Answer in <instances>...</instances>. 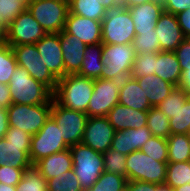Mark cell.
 <instances>
[{"label":"cell","instance_id":"6da1fadb","mask_svg":"<svg viewBox=\"0 0 190 191\" xmlns=\"http://www.w3.org/2000/svg\"><path fill=\"white\" fill-rule=\"evenodd\" d=\"M93 91L94 79L69 74L58 80L53 99L64 108L87 113Z\"/></svg>","mask_w":190,"mask_h":191},{"label":"cell","instance_id":"7a4b0ae2","mask_svg":"<svg viewBox=\"0 0 190 191\" xmlns=\"http://www.w3.org/2000/svg\"><path fill=\"white\" fill-rule=\"evenodd\" d=\"M12 103L26 105L52 104L53 92L35 80L25 68L17 65L8 83Z\"/></svg>","mask_w":190,"mask_h":191},{"label":"cell","instance_id":"3957f363","mask_svg":"<svg viewBox=\"0 0 190 191\" xmlns=\"http://www.w3.org/2000/svg\"><path fill=\"white\" fill-rule=\"evenodd\" d=\"M73 170L83 190H89L104 172L103 154L82 143L69 147Z\"/></svg>","mask_w":190,"mask_h":191},{"label":"cell","instance_id":"277c9868","mask_svg":"<svg viewBox=\"0 0 190 191\" xmlns=\"http://www.w3.org/2000/svg\"><path fill=\"white\" fill-rule=\"evenodd\" d=\"M135 54L132 44H103L101 79L121 82L130 77Z\"/></svg>","mask_w":190,"mask_h":191},{"label":"cell","instance_id":"5b68a950","mask_svg":"<svg viewBox=\"0 0 190 191\" xmlns=\"http://www.w3.org/2000/svg\"><path fill=\"white\" fill-rule=\"evenodd\" d=\"M135 24L125 7L108 11L102 19V44H132Z\"/></svg>","mask_w":190,"mask_h":191},{"label":"cell","instance_id":"8992f818","mask_svg":"<svg viewBox=\"0 0 190 191\" xmlns=\"http://www.w3.org/2000/svg\"><path fill=\"white\" fill-rule=\"evenodd\" d=\"M28 11L46 33H61L64 30L69 2L63 0H32Z\"/></svg>","mask_w":190,"mask_h":191},{"label":"cell","instance_id":"52a82bcc","mask_svg":"<svg viewBox=\"0 0 190 191\" xmlns=\"http://www.w3.org/2000/svg\"><path fill=\"white\" fill-rule=\"evenodd\" d=\"M167 163L157 161L141 150H136L127 155V180H138L157 185L164 184Z\"/></svg>","mask_w":190,"mask_h":191},{"label":"cell","instance_id":"ba28073f","mask_svg":"<svg viewBox=\"0 0 190 191\" xmlns=\"http://www.w3.org/2000/svg\"><path fill=\"white\" fill-rule=\"evenodd\" d=\"M52 104L26 105L12 103L7 108L9 126L35 135L50 117Z\"/></svg>","mask_w":190,"mask_h":191},{"label":"cell","instance_id":"9c48e42d","mask_svg":"<svg viewBox=\"0 0 190 191\" xmlns=\"http://www.w3.org/2000/svg\"><path fill=\"white\" fill-rule=\"evenodd\" d=\"M68 148L62 137L61 128L50 116L45 125L31 137L29 158L35 165L40 159Z\"/></svg>","mask_w":190,"mask_h":191},{"label":"cell","instance_id":"30bf717a","mask_svg":"<svg viewBox=\"0 0 190 191\" xmlns=\"http://www.w3.org/2000/svg\"><path fill=\"white\" fill-rule=\"evenodd\" d=\"M50 116L61 128L62 137L68 147L81 143L88 119L86 113L64 108L52 99Z\"/></svg>","mask_w":190,"mask_h":191},{"label":"cell","instance_id":"8fae6325","mask_svg":"<svg viewBox=\"0 0 190 191\" xmlns=\"http://www.w3.org/2000/svg\"><path fill=\"white\" fill-rule=\"evenodd\" d=\"M11 48L17 65L25 68L31 77L42 82L52 92L56 90L58 80L51 74L45 63L41 61L35 44H22Z\"/></svg>","mask_w":190,"mask_h":191},{"label":"cell","instance_id":"7c38bea8","mask_svg":"<svg viewBox=\"0 0 190 191\" xmlns=\"http://www.w3.org/2000/svg\"><path fill=\"white\" fill-rule=\"evenodd\" d=\"M121 82L111 79H94V91L87 108L88 117H107L119 103Z\"/></svg>","mask_w":190,"mask_h":191},{"label":"cell","instance_id":"4fadbf2b","mask_svg":"<svg viewBox=\"0 0 190 191\" xmlns=\"http://www.w3.org/2000/svg\"><path fill=\"white\" fill-rule=\"evenodd\" d=\"M47 33L28 9L21 12L7 27L6 43L13 46L35 44Z\"/></svg>","mask_w":190,"mask_h":191},{"label":"cell","instance_id":"5bb4252c","mask_svg":"<svg viewBox=\"0 0 190 191\" xmlns=\"http://www.w3.org/2000/svg\"><path fill=\"white\" fill-rule=\"evenodd\" d=\"M115 132L107 117H88L81 143L103 154L111 147Z\"/></svg>","mask_w":190,"mask_h":191},{"label":"cell","instance_id":"9a60e30c","mask_svg":"<svg viewBox=\"0 0 190 191\" xmlns=\"http://www.w3.org/2000/svg\"><path fill=\"white\" fill-rule=\"evenodd\" d=\"M41 61L45 63L51 74L57 79L64 77V63L59 33H47L35 43Z\"/></svg>","mask_w":190,"mask_h":191},{"label":"cell","instance_id":"2e32d148","mask_svg":"<svg viewBox=\"0 0 190 191\" xmlns=\"http://www.w3.org/2000/svg\"><path fill=\"white\" fill-rule=\"evenodd\" d=\"M64 31L76 36L85 45L102 43V21L92 20L69 12Z\"/></svg>","mask_w":190,"mask_h":191},{"label":"cell","instance_id":"e0dca14e","mask_svg":"<svg viewBox=\"0 0 190 191\" xmlns=\"http://www.w3.org/2000/svg\"><path fill=\"white\" fill-rule=\"evenodd\" d=\"M155 32L160 51H174L185 39L176 15L163 11L156 23Z\"/></svg>","mask_w":190,"mask_h":191},{"label":"cell","instance_id":"ac0fdd59","mask_svg":"<svg viewBox=\"0 0 190 191\" xmlns=\"http://www.w3.org/2000/svg\"><path fill=\"white\" fill-rule=\"evenodd\" d=\"M59 40L63 55L64 76L78 74L87 45L76 36H72L64 30L59 33Z\"/></svg>","mask_w":190,"mask_h":191},{"label":"cell","instance_id":"d6986e66","mask_svg":"<svg viewBox=\"0 0 190 191\" xmlns=\"http://www.w3.org/2000/svg\"><path fill=\"white\" fill-rule=\"evenodd\" d=\"M135 24L136 34L153 31L163 10L162 0H151L127 8Z\"/></svg>","mask_w":190,"mask_h":191},{"label":"cell","instance_id":"ffe728a7","mask_svg":"<svg viewBox=\"0 0 190 191\" xmlns=\"http://www.w3.org/2000/svg\"><path fill=\"white\" fill-rule=\"evenodd\" d=\"M147 116L148 111H139L118 103L109 111L107 118L115 131L118 132L147 126Z\"/></svg>","mask_w":190,"mask_h":191},{"label":"cell","instance_id":"44dd1931","mask_svg":"<svg viewBox=\"0 0 190 191\" xmlns=\"http://www.w3.org/2000/svg\"><path fill=\"white\" fill-rule=\"evenodd\" d=\"M151 136L152 133L147 126L118 131L114 134L110 148L128 155L140 150Z\"/></svg>","mask_w":190,"mask_h":191},{"label":"cell","instance_id":"7402d4cb","mask_svg":"<svg viewBox=\"0 0 190 191\" xmlns=\"http://www.w3.org/2000/svg\"><path fill=\"white\" fill-rule=\"evenodd\" d=\"M31 144L10 143L6 138L0 139V166L11 165L13 168H30Z\"/></svg>","mask_w":190,"mask_h":191},{"label":"cell","instance_id":"603a6c76","mask_svg":"<svg viewBox=\"0 0 190 191\" xmlns=\"http://www.w3.org/2000/svg\"><path fill=\"white\" fill-rule=\"evenodd\" d=\"M119 103L139 111H148L152 107L145 90L139 86L137 79H133L131 76L121 81Z\"/></svg>","mask_w":190,"mask_h":191},{"label":"cell","instance_id":"cb8c5ba5","mask_svg":"<svg viewBox=\"0 0 190 191\" xmlns=\"http://www.w3.org/2000/svg\"><path fill=\"white\" fill-rule=\"evenodd\" d=\"M34 166L46 180L61 175V173L67 172L73 168L70 149L68 148L64 151L42 158Z\"/></svg>","mask_w":190,"mask_h":191},{"label":"cell","instance_id":"d4e9b609","mask_svg":"<svg viewBox=\"0 0 190 191\" xmlns=\"http://www.w3.org/2000/svg\"><path fill=\"white\" fill-rule=\"evenodd\" d=\"M182 70L174 51L157 52L155 60V75L162 80L178 86Z\"/></svg>","mask_w":190,"mask_h":191},{"label":"cell","instance_id":"484cf974","mask_svg":"<svg viewBox=\"0 0 190 191\" xmlns=\"http://www.w3.org/2000/svg\"><path fill=\"white\" fill-rule=\"evenodd\" d=\"M137 81L139 86L145 90L146 97L152 107L158 106L175 87L155 74L137 78Z\"/></svg>","mask_w":190,"mask_h":191},{"label":"cell","instance_id":"4316f807","mask_svg":"<svg viewBox=\"0 0 190 191\" xmlns=\"http://www.w3.org/2000/svg\"><path fill=\"white\" fill-rule=\"evenodd\" d=\"M103 44L87 45L85 55L80 67L79 75L98 79L101 78V72L104 68L102 63Z\"/></svg>","mask_w":190,"mask_h":191},{"label":"cell","instance_id":"83f0119b","mask_svg":"<svg viewBox=\"0 0 190 191\" xmlns=\"http://www.w3.org/2000/svg\"><path fill=\"white\" fill-rule=\"evenodd\" d=\"M103 0H69V12L74 15L102 21L107 10L102 4Z\"/></svg>","mask_w":190,"mask_h":191},{"label":"cell","instance_id":"f1b7e54d","mask_svg":"<svg viewBox=\"0 0 190 191\" xmlns=\"http://www.w3.org/2000/svg\"><path fill=\"white\" fill-rule=\"evenodd\" d=\"M167 143L168 162L190 161V139L187 134H171Z\"/></svg>","mask_w":190,"mask_h":191},{"label":"cell","instance_id":"f546056e","mask_svg":"<svg viewBox=\"0 0 190 191\" xmlns=\"http://www.w3.org/2000/svg\"><path fill=\"white\" fill-rule=\"evenodd\" d=\"M164 184L171 189L190 184V161L168 162Z\"/></svg>","mask_w":190,"mask_h":191},{"label":"cell","instance_id":"4dcf8cb0","mask_svg":"<svg viewBox=\"0 0 190 191\" xmlns=\"http://www.w3.org/2000/svg\"><path fill=\"white\" fill-rule=\"evenodd\" d=\"M147 127L152 136L168 138L171 135L168 116L157 107L148 110Z\"/></svg>","mask_w":190,"mask_h":191},{"label":"cell","instance_id":"1f68e13d","mask_svg":"<svg viewBox=\"0 0 190 191\" xmlns=\"http://www.w3.org/2000/svg\"><path fill=\"white\" fill-rule=\"evenodd\" d=\"M16 191H47V180L32 165L24 170L22 179L16 185Z\"/></svg>","mask_w":190,"mask_h":191},{"label":"cell","instance_id":"d6a6232c","mask_svg":"<svg viewBox=\"0 0 190 191\" xmlns=\"http://www.w3.org/2000/svg\"><path fill=\"white\" fill-rule=\"evenodd\" d=\"M78 177L71 169L47 180V191H83Z\"/></svg>","mask_w":190,"mask_h":191},{"label":"cell","instance_id":"836d02e7","mask_svg":"<svg viewBox=\"0 0 190 191\" xmlns=\"http://www.w3.org/2000/svg\"><path fill=\"white\" fill-rule=\"evenodd\" d=\"M127 178L104 171L89 191H126Z\"/></svg>","mask_w":190,"mask_h":191},{"label":"cell","instance_id":"e575fe53","mask_svg":"<svg viewBox=\"0 0 190 191\" xmlns=\"http://www.w3.org/2000/svg\"><path fill=\"white\" fill-rule=\"evenodd\" d=\"M157 53H136L135 61L132 65L130 76L133 79L141 78L146 75L155 74V60Z\"/></svg>","mask_w":190,"mask_h":191},{"label":"cell","instance_id":"d590c367","mask_svg":"<svg viewBox=\"0 0 190 191\" xmlns=\"http://www.w3.org/2000/svg\"><path fill=\"white\" fill-rule=\"evenodd\" d=\"M16 67L17 61L11 46L0 44V83L8 84Z\"/></svg>","mask_w":190,"mask_h":191},{"label":"cell","instance_id":"8d00e7d4","mask_svg":"<svg viewBox=\"0 0 190 191\" xmlns=\"http://www.w3.org/2000/svg\"><path fill=\"white\" fill-rule=\"evenodd\" d=\"M132 47L135 53H157L160 52V41L158 40L155 29L153 31L136 34L132 41Z\"/></svg>","mask_w":190,"mask_h":191},{"label":"cell","instance_id":"74e56055","mask_svg":"<svg viewBox=\"0 0 190 191\" xmlns=\"http://www.w3.org/2000/svg\"><path fill=\"white\" fill-rule=\"evenodd\" d=\"M127 155L109 148L103 153L104 171L107 173L120 174L127 178Z\"/></svg>","mask_w":190,"mask_h":191},{"label":"cell","instance_id":"f35d334b","mask_svg":"<svg viewBox=\"0 0 190 191\" xmlns=\"http://www.w3.org/2000/svg\"><path fill=\"white\" fill-rule=\"evenodd\" d=\"M186 100L187 93L181 87L175 86L171 93L156 107L171 119Z\"/></svg>","mask_w":190,"mask_h":191},{"label":"cell","instance_id":"ab89813d","mask_svg":"<svg viewBox=\"0 0 190 191\" xmlns=\"http://www.w3.org/2000/svg\"><path fill=\"white\" fill-rule=\"evenodd\" d=\"M140 150L157 161L168 162V143L166 138L151 136Z\"/></svg>","mask_w":190,"mask_h":191},{"label":"cell","instance_id":"60d3db41","mask_svg":"<svg viewBox=\"0 0 190 191\" xmlns=\"http://www.w3.org/2000/svg\"><path fill=\"white\" fill-rule=\"evenodd\" d=\"M171 134H187L190 129V102L186 100L174 116L169 119Z\"/></svg>","mask_w":190,"mask_h":191},{"label":"cell","instance_id":"b9f144b4","mask_svg":"<svg viewBox=\"0 0 190 191\" xmlns=\"http://www.w3.org/2000/svg\"><path fill=\"white\" fill-rule=\"evenodd\" d=\"M26 9L27 5L20 0H0V16L7 24H10Z\"/></svg>","mask_w":190,"mask_h":191},{"label":"cell","instance_id":"7bdbcfd3","mask_svg":"<svg viewBox=\"0 0 190 191\" xmlns=\"http://www.w3.org/2000/svg\"><path fill=\"white\" fill-rule=\"evenodd\" d=\"M25 168H13L11 165L0 166V182L16 186L23 177Z\"/></svg>","mask_w":190,"mask_h":191},{"label":"cell","instance_id":"ee69618b","mask_svg":"<svg viewBox=\"0 0 190 191\" xmlns=\"http://www.w3.org/2000/svg\"><path fill=\"white\" fill-rule=\"evenodd\" d=\"M177 56L181 70H187L190 67V38H185L174 50Z\"/></svg>","mask_w":190,"mask_h":191},{"label":"cell","instance_id":"f6af8a7d","mask_svg":"<svg viewBox=\"0 0 190 191\" xmlns=\"http://www.w3.org/2000/svg\"><path fill=\"white\" fill-rule=\"evenodd\" d=\"M31 137L29 133L14 126H9L4 136L10 143L16 144H31Z\"/></svg>","mask_w":190,"mask_h":191},{"label":"cell","instance_id":"bcb514c9","mask_svg":"<svg viewBox=\"0 0 190 191\" xmlns=\"http://www.w3.org/2000/svg\"><path fill=\"white\" fill-rule=\"evenodd\" d=\"M163 10L174 15L190 8V0H162Z\"/></svg>","mask_w":190,"mask_h":191},{"label":"cell","instance_id":"7dc6e473","mask_svg":"<svg viewBox=\"0 0 190 191\" xmlns=\"http://www.w3.org/2000/svg\"><path fill=\"white\" fill-rule=\"evenodd\" d=\"M185 38H190V8L176 15Z\"/></svg>","mask_w":190,"mask_h":191},{"label":"cell","instance_id":"c3c4849f","mask_svg":"<svg viewBox=\"0 0 190 191\" xmlns=\"http://www.w3.org/2000/svg\"><path fill=\"white\" fill-rule=\"evenodd\" d=\"M157 184L131 180L127 182V191H152Z\"/></svg>","mask_w":190,"mask_h":191},{"label":"cell","instance_id":"681fc988","mask_svg":"<svg viewBox=\"0 0 190 191\" xmlns=\"http://www.w3.org/2000/svg\"><path fill=\"white\" fill-rule=\"evenodd\" d=\"M12 104L9 85L0 83V107L7 109Z\"/></svg>","mask_w":190,"mask_h":191},{"label":"cell","instance_id":"f907efd6","mask_svg":"<svg viewBox=\"0 0 190 191\" xmlns=\"http://www.w3.org/2000/svg\"><path fill=\"white\" fill-rule=\"evenodd\" d=\"M8 114L7 109L0 107V139L3 138L8 130Z\"/></svg>","mask_w":190,"mask_h":191},{"label":"cell","instance_id":"816d5d0a","mask_svg":"<svg viewBox=\"0 0 190 191\" xmlns=\"http://www.w3.org/2000/svg\"><path fill=\"white\" fill-rule=\"evenodd\" d=\"M178 86L181 87L184 92L190 93V67L182 71Z\"/></svg>","mask_w":190,"mask_h":191},{"label":"cell","instance_id":"f5cc1de1","mask_svg":"<svg viewBox=\"0 0 190 191\" xmlns=\"http://www.w3.org/2000/svg\"><path fill=\"white\" fill-rule=\"evenodd\" d=\"M8 24L0 16V44L6 43Z\"/></svg>","mask_w":190,"mask_h":191},{"label":"cell","instance_id":"db71d44e","mask_svg":"<svg viewBox=\"0 0 190 191\" xmlns=\"http://www.w3.org/2000/svg\"><path fill=\"white\" fill-rule=\"evenodd\" d=\"M121 7L126 8V0H109V11Z\"/></svg>","mask_w":190,"mask_h":191},{"label":"cell","instance_id":"11a10c76","mask_svg":"<svg viewBox=\"0 0 190 191\" xmlns=\"http://www.w3.org/2000/svg\"><path fill=\"white\" fill-rule=\"evenodd\" d=\"M148 1H151V0H126V8L134 6V5H138V4H143Z\"/></svg>","mask_w":190,"mask_h":191},{"label":"cell","instance_id":"9f6ffc18","mask_svg":"<svg viewBox=\"0 0 190 191\" xmlns=\"http://www.w3.org/2000/svg\"><path fill=\"white\" fill-rule=\"evenodd\" d=\"M152 191H174L166 184L156 185Z\"/></svg>","mask_w":190,"mask_h":191},{"label":"cell","instance_id":"6f0895ef","mask_svg":"<svg viewBox=\"0 0 190 191\" xmlns=\"http://www.w3.org/2000/svg\"><path fill=\"white\" fill-rule=\"evenodd\" d=\"M0 191H16V186L7 185L0 182Z\"/></svg>","mask_w":190,"mask_h":191},{"label":"cell","instance_id":"680465c9","mask_svg":"<svg viewBox=\"0 0 190 191\" xmlns=\"http://www.w3.org/2000/svg\"><path fill=\"white\" fill-rule=\"evenodd\" d=\"M174 191H190V184H185L181 187L175 188Z\"/></svg>","mask_w":190,"mask_h":191},{"label":"cell","instance_id":"91938a15","mask_svg":"<svg viewBox=\"0 0 190 191\" xmlns=\"http://www.w3.org/2000/svg\"><path fill=\"white\" fill-rule=\"evenodd\" d=\"M102 4L104 6V8L109 11V0H103L102 1Z\"/></svg>","mask_w":190,"mask_h":191},{"label":"cell","instance_id":"94428289","mask_svg":"<svg viewBox=\"0 0 190 191\" xmlns=\"http://www.w3.org/2000/svg\"><path fill=\"white\" fill-rule=\"evenodd\" d=\"M22 2H24L26 5H28L32 0H20Z\"/></svg>","mask_w":190,"mask_h":191},{"label":"cell","instance_id":"6125c7cd","mask_svg":"<svg viewBox=\"0 0 190 191\" xmlns=\"http://www.w3.org/2000/svg\"><path fill=\"white\" fill-rule=\"evenodd\" d=\"M187 100L190 102V93H187Z\"/></svg>","mask_w":190,"mask_h":191},{"label":"cell","instance_id":"be15d7a7","mask_svg":"<svg viewBox=\"0 0 190 191\" xmlns=\"http://www.w3.org/2000/svg\"><path fill=\"white\" fill-rule=\"evenodd\" d=\"M189 139H190V129L188 130V133H187Z\"/></svg>","mask_w":190,"mask_h":191}]
</instances>
